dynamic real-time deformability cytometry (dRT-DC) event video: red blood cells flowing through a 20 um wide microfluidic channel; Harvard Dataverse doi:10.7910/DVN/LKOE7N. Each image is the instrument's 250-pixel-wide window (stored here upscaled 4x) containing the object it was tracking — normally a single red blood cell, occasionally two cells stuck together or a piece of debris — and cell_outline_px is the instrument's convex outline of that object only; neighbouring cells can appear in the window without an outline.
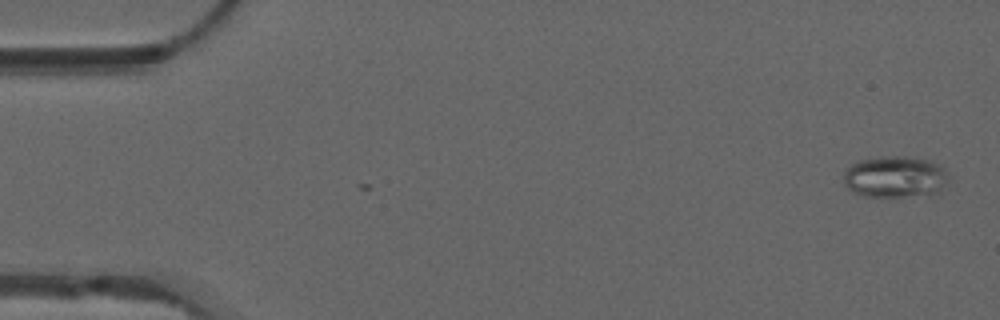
{"species": "common noctule bat (a hibernating species)", "species_latin": "Nyctalus noctula", "temperature_condition": "warm", "stored_images_in_passage": 2, "camera_frame_rate_fps": 3000, "um_per_image_px": 0.085, "animal": {"sex": "male", "forearm_length_mm": 52.5}, "frame": {"image": 1, "passage_image": 2, "time_ms": 0.333, "image_size_px": [1000, 320], "cell_outline_px": [[948, 180], [940, 196], [864, 196], [852, 192], [844, 184], [844, 172], [856, 160], [880, 156], [904, 156], [932, 160], [940, 164], [944, 168]], "centroid_in_image_um": [76.14, 15.04], "position_along_channel_um": 8.9, "area_um2": 26.18}}